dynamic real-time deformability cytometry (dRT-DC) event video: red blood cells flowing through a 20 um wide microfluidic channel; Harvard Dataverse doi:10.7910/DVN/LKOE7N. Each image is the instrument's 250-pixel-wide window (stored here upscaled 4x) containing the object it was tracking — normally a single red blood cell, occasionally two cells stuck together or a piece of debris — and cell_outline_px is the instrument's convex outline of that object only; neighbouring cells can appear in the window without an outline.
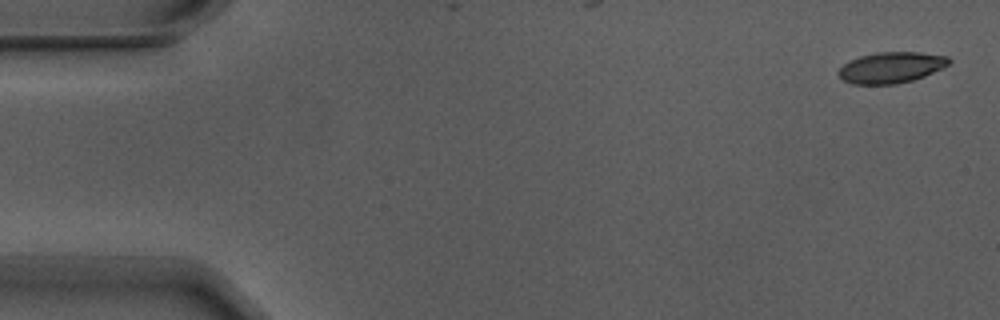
{"species": "Egyptian fruit bat (a non-hibernating species)", "species_latin": "Rousettus aegyptiacus", "temperature_condition": "warm", "stored_images_in_passage": 3, "camera_frame_rate_fps": 3000, "um_per_image_px": 0.085, "animal": {"sex": "male"}, "frame": {"image": 1, "passage_image": 1, "time_ms": 0.0, "image_size_px": [1000, 320], "cell_outline_px": [[952, 60], [944, 68], [924, 76], [912, 80], [896, 84], [852, 84], [844, 80], [840, 76], [840, 68], [848, 60], [860, 56], [880, 52], [920, 52], [948, 56]], "centroid_in_image_um": [75.79, 5.73], "position_along_channel_um": 9.2, "area_um2": 19.88}}